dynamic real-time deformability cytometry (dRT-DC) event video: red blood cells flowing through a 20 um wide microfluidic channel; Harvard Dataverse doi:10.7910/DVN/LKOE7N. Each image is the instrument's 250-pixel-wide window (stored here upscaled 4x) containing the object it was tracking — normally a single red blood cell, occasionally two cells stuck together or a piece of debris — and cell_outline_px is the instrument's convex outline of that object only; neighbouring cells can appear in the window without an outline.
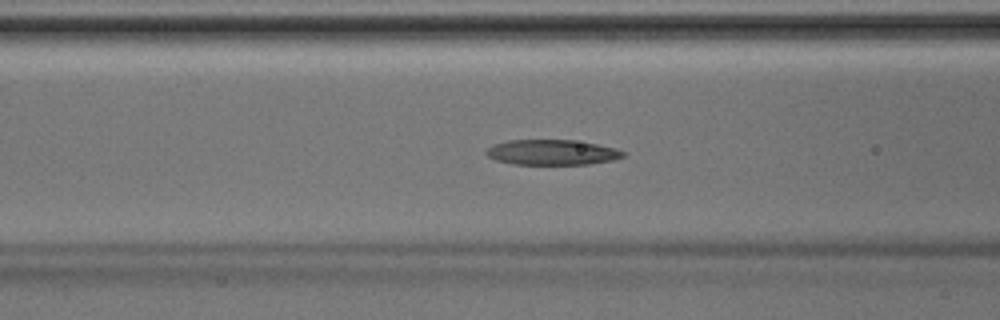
{"species": "Egyptian fruit bat (a non-hibernating species)", "species_latin": "Rousettus aegyptiacus", "temperature_condition": "room temperature", "stored_images_in_passage": 43, "camera_frame_rate_fps": 3000, "um_per_image_px": 0.085, "animal": {"sex": "male"}, "frame": {"image": 1, "passage_image": 16, "time_ms": 5.0, "image_size_px": [1000, 320], "cell_outline_px": [[628, 152], [624, 156], [612, 160], [588, 164], [512, 164], [496, 160], [488, 156], [484, 152], [492, 144], [508, 140], [572, 140], [596, 144], [616, 148]], "centroid_in_image_um": [46.91, 12.94], "position_along_channel_um": 119.7, "area_um2": 20.17}}
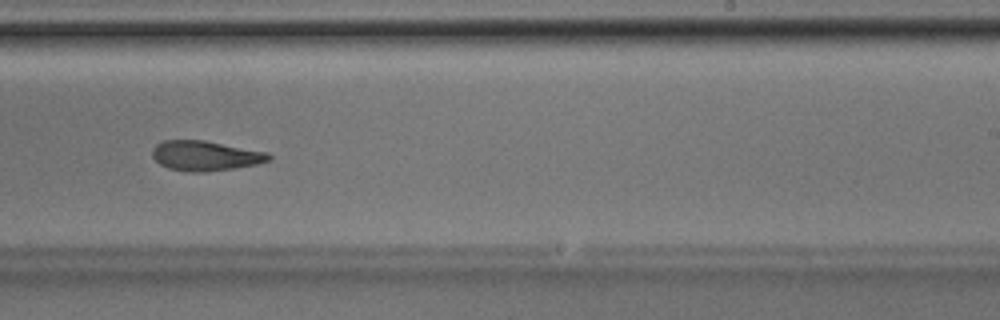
{"frame": {"image": 2, "passage_image": 26, "time_ms": 8.333, "image_size_px": [1000, 320], "cell_outline_px": [[272, 160], [256, 164], [236, 168], [204, 172], [188, 172], [168, 168], [160, 164], [152, 156], [152, 148], [156, 144], [164, 140], [204, 140], [268, 152], [272, 156]], "centroid_in_image_um": [17.46, 13.24], "position_along_channel_um": 271.5, "area_um2": 20.46}}
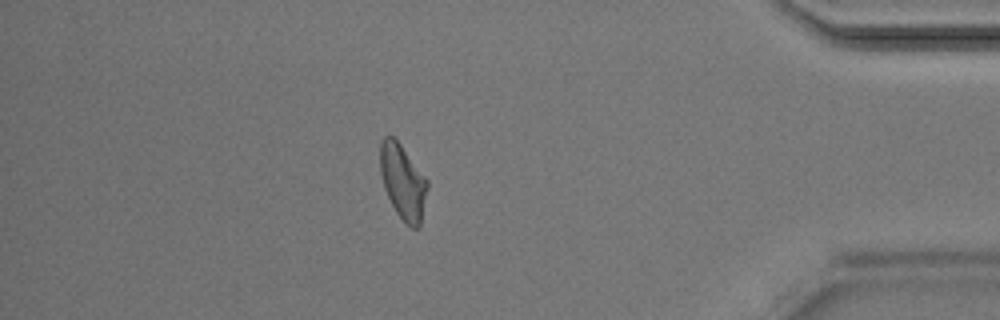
{"frame": {"image": 3, "passage_image": 37, "time_ms": 12.0, "image_size_px": [1000, 320], "cell_outline_px": [[428, 188], [420, 228], [412, 228], [396, 212], [384, 188], [380, 172], [380, 140], [384, 136], [392, 136], [400, 144], [428, 180]], "centroid_in_image_um": [34.25, 15.45], "position_along_channel_um": 401.0, "area_um2": 20.46}}